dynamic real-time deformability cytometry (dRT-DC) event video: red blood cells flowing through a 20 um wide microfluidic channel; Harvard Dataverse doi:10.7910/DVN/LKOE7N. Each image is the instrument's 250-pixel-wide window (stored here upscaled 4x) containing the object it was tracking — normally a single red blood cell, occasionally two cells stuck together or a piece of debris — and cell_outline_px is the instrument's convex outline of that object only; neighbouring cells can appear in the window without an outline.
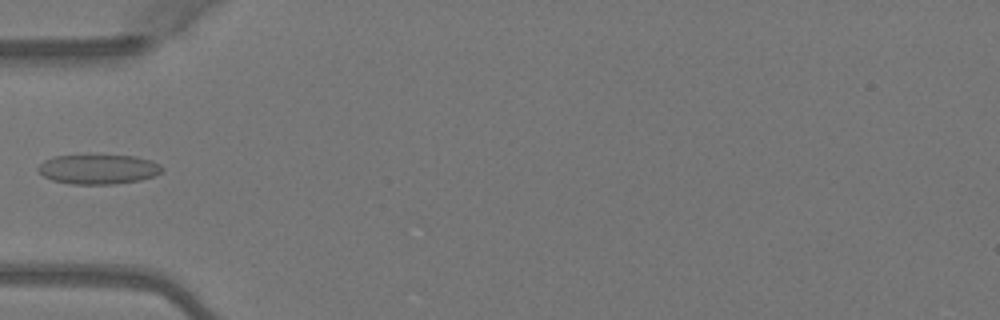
{"species": "Egyptian fruit bat (a non-hibernating species)", "species_latin": "Rousettus aegyptiacus", "temperature_condition": "warm", "stored_images_in_passage": 5, "camera_frame_rate_fps": 3000, "um_per_image_px": 0.085, "animal": {"sex": "female"}, "frame": {"image": 1, "passage_image": 5, "time_ms": 1.333, "image_size_px": [1000, 320], "cell_outline_px": [[164, 172], [156, 176], [140, 180], [116, 184], [72, 184], [52, 180], [44, 176], [36, 168], [44, 160], [56, 156], [88, 152], [136, 156], [152, 160], [160, 164], [164, 168]], "centroid_in_image_um": [8.4, 14.33], "position_along_channel_um": 76.6, "area_um2": 22.6}}